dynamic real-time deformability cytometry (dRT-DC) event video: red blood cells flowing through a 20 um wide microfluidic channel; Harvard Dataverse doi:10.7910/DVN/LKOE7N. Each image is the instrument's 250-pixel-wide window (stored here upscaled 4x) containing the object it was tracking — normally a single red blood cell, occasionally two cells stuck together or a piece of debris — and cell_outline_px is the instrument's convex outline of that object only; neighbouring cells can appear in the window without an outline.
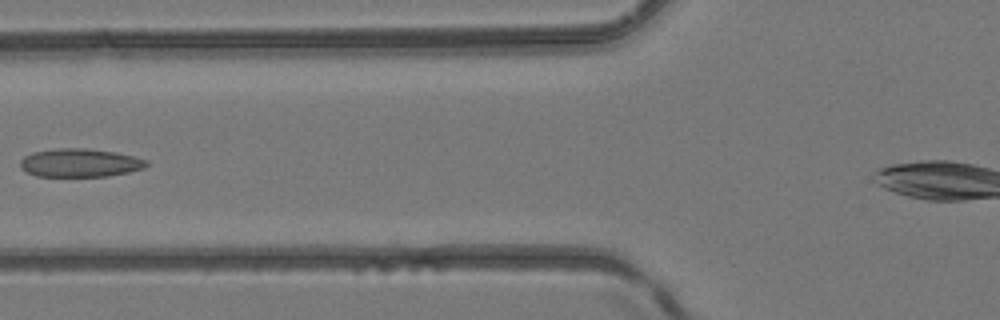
{"species": "common noctule bat (a hibernating species)", "species_latin": "Nyctalus noctula", "temperature_condition": "room temperature", "stored_images_in_passage": 4, "camera_frame_rate_fps": 3000, "um_per_image_px": 0.085, "animal": {"sex": "female", "body_mass_g": 24.6, "forearm_length_mm": 56.2}, "frame": {"image": 1, "passage_image": 4, "time_ms": 5.0, "image_size_px": [1000, 320], "cell_outline_px": [[148, 164], [144, 168], [128, 172], [108, 176], [36, 176], [20, 168], [20, 160], [24, 156], [32, 152], [56, 148], [88, 148], [116, 152], [136, 156], [148, 160]], "centroid_in_image_um": [6.81, 13.83], "position_along_channel_um": 119.0, "area_um2": 21.04}}